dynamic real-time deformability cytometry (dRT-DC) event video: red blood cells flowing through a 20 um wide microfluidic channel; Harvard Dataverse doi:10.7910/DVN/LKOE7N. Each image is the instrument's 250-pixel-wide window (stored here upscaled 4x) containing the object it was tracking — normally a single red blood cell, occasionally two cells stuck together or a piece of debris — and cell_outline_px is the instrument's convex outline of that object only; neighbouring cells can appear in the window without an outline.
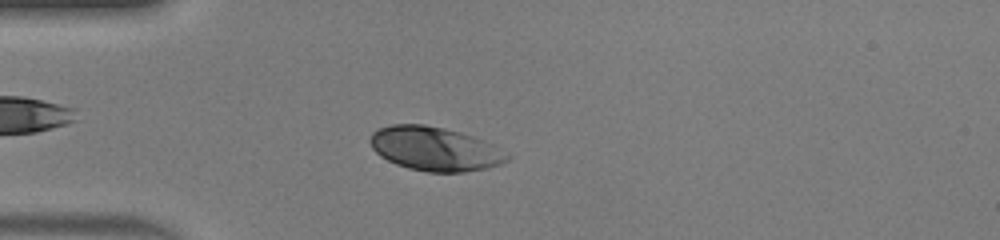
{"species": "human", "species_latin": "Homo sapiens", "temperature_condition": "warm", "stored_images_in_passage": 48, "camera_frame_rate_fps": 3000, "um_per_image_px": 0.085, "donor": {"sex": "male"}, "frame": {"image": 1, "passage_image": 12, "time_ms": 3.667, "image_size_px": [1000, 240], "cell_outline_px": [[512, 156], [508, 160], [500, 164], [488, 168], [464, 172], [428, 172], [408, 168], [396, 164], [380, 156], [372, 148], [368, 140], [372, 132], [380, 128], [392, 124], [424, 124], [444, 128], [460, 132], [472, 136]], "centroid_in_image_um": [36.91, 12.65], "position_along_channel_um": 48.1, "area_um2": 34.85}}
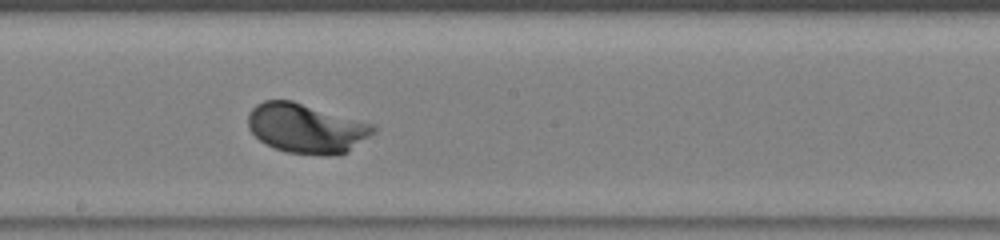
{"frame": {"image": 2, "passage_image": 26, "time_ms": 8.333, "image_size_px": [1000, 240], "cell_outline_px": [[376, 132], [348, 152], [336, 156], [320, 156], [288, 152], [264, 144], [248, 128], [248, 112], [256, 104], [264, 100], [292, 100], [376, 124]], "centroid_in_image_um": [26.07, 10.91], "position_along_channel_um": 222.1, "area_um2": 36.76}}
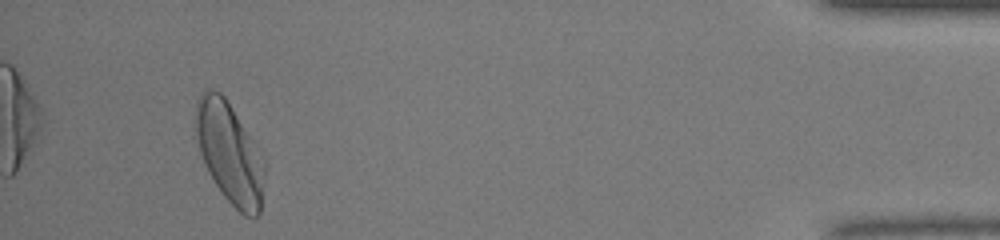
{"frame": {"image": 3, "passage_image": 45, "time_ms": 14.667, "image_size_px": [1000, 240], "cell_outline_px": [[264, 176], [260, 212], [256, 216], [244, 216], [224, 196], [216, 184], [200, 152], [192, 120], [196, 100], [200, 92], [204, 88], [208, 88], [220, 92], [224, 96], [264, 156]], "centroid_in_image_um": [19.48, 12.93], "position_along_channel_um": 415.7, "area_um2": 40.52}, "authors_computed_cell_mechanics": {"area_um2": 36.6452, "velocity_mm_per_s": 4.1057, "shape_relaxation_time_tau1_ms": 1.5549, "shape_relaxation_time_tau2_ms": null, "deformation_change_tau1": 0.1223, "deformation_change_tau2": null}}